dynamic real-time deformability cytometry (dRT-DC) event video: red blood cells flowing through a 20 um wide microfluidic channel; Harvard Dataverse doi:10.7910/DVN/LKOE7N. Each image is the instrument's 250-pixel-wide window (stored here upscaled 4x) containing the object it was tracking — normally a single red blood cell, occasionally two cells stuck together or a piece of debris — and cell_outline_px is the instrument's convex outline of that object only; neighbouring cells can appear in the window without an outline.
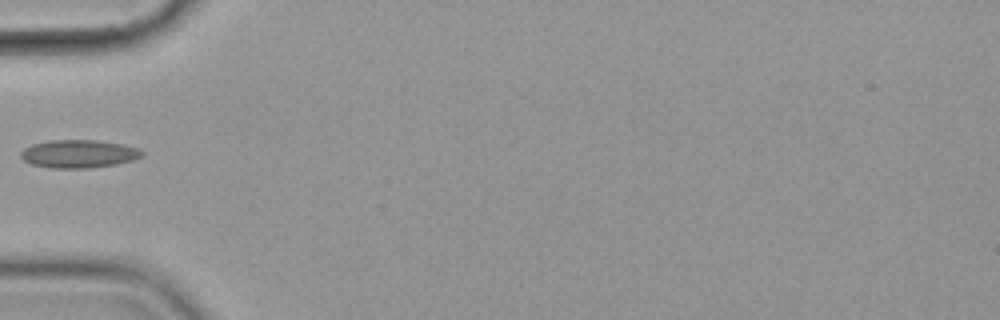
{"species": "common noctule bat (a hibernating species)", "species_latin": "Nyctalus noctula", "temperature_condition": "cold", "stored_images_in_passage": 3, "camera_frame_rate_fps": 3000, "um_per_image_px": 0.085, "animal": {"sex": "female", "body_mass_g": 19.9}, "frame": {"image": 1, "passage_image": 2, "time_ms": 1.333, "image_size_px": [1000, 320], "cell_outline_px": [[144, 156], [132, 160], [116, 164], [88, 168], [52, 168], [32, 164], [24, 160], [20, 156], [20, 152], [24, 148], [32, 144], [48, 140], [96, 140], [120, 144], [136, 148], [144, 152]], "centroid_in_image_um": [6.67, 13.07], "position_along_channel_um": 78.3, "area_um2": 19.71}}
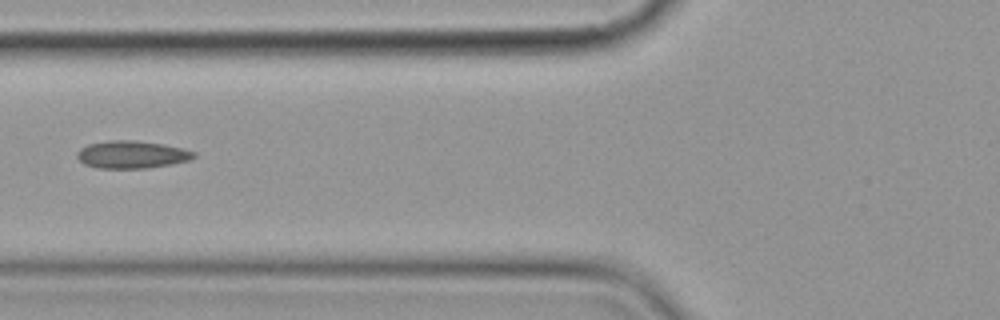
{"frame": {"image": 2, "passage_image": 3, "time_ms": 2.333, "image_size_px": [1000, 320], "cell_outline_px": [[196, 156], [188, 160], [148, 168], [96, 168], [84, 164], [76, 156], [76, 152], [80, 148], [88, 144], [108, 140], [136, 140], [164, 144], [196, 152]], "centroid_in_image_um": [11.15, 13.13], "position_along_channel_um": 114.6, "area_um2": 18.73}}